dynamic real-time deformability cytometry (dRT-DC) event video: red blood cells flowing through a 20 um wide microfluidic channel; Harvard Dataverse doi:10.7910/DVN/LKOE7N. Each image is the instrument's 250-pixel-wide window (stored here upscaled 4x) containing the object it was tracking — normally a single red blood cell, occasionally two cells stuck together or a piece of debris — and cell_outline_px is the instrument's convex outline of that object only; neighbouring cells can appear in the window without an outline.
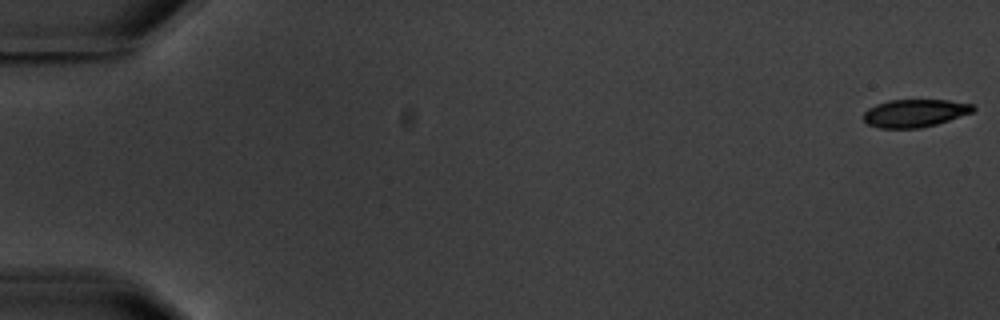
{"species": "common noctule bat (a hibernating species)", "species_latin": "Nyctalus noctula", "temperature_condition": "warm", "stored_images_in_passage": 6, "camera_frame_rate_fps": 3000, "um_per_image_px": 0.085, "animal": {"sex": "male", "body_mass_g": 20.1, "forearm_length_mm": 53.5}, "frame": {"image": 1, "passage_image": 1, "time_ms": 0.0, "image_size_px": [1000, 320], "cell_outline_px": [[976, 108], [972, 112], [936, 124], [920, 128], [880, 128], [868, 124], [864, 120], [864, 112], [868, 108], [876, 104], [888, 100], [948, 100], [972, 104]], "centroid_in_image_um": [77.74, 9.61], "position_along_channel_um": 7.3, "area_um2": 17.63}}
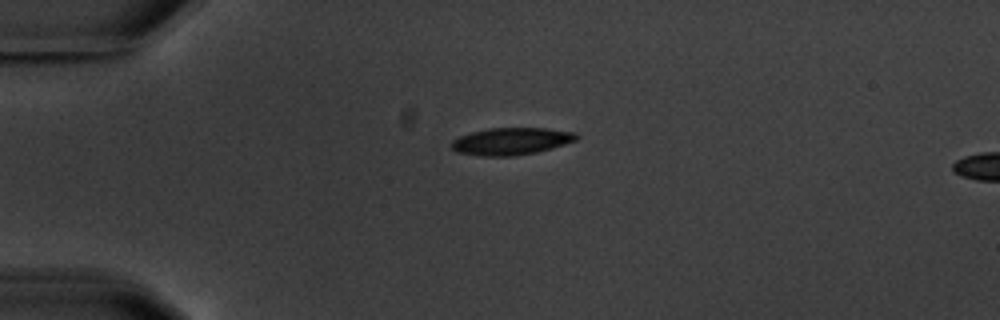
{"frame": {"image": 2, "passage_image": 5, "time_ms": 4.667, "image_size_px": [1000, 320], "cell_outline_px": [[580, 136], [576, 140], [552, 148], [536, 152], [512, 156], [480, 156], [456, 152], [452, 148], [452, 140], [460, 136], [472, 132], [488, 128], [548, 128], [576, 132]], "centroid_in_image_um": [43.47, 12.0], "position_along_channel_um": 41.5, "area_um2": 19.83}}